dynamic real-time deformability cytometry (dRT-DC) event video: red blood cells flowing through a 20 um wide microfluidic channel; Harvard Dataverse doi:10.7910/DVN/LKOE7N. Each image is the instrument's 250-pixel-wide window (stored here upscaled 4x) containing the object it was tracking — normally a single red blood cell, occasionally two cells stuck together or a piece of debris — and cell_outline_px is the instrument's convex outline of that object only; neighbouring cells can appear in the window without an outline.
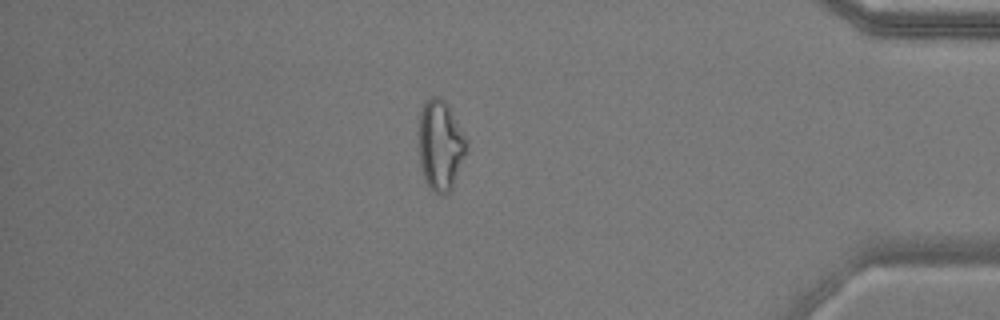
{"species": "common noctule bat (a hibernating species)", "species_latin": "Nyctalus noctula", "temperature_condition": "warm", "stored_images_in_passage": 55, "camera_frame_rate_fps": 3000, "um_per_image_px": 0.085, "animal": {"sex": "male", "body_mass_g": 17.9}, "frame": {"image": 1, "passage_image": 47, "time_ms": 15.333, "image_size_px": [1000, 320], "cell_outline_px": [[468, 144], [464, 156], [452, 188], [448, 192], [440, 196], [424, 180], [420, 168], [420, 112], [424, 100], [432, 96], [440, 96], [448, 104]], "centroid_in_image_um": [37.42, 12.32], "position_along_channel_um": 397.8, "area_um2": 24.74}}
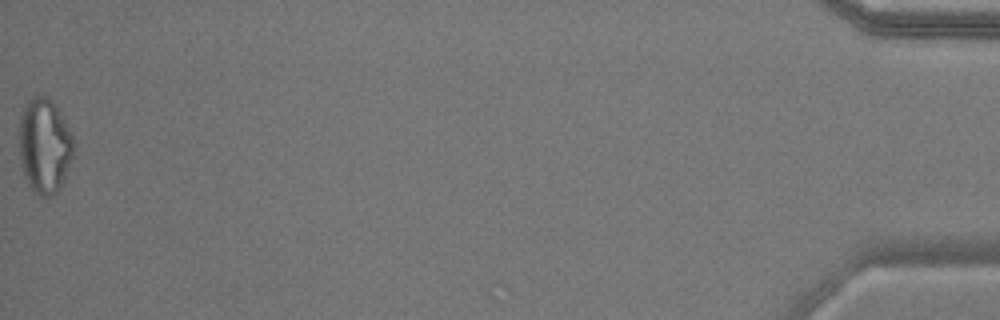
{"frame": {"image": 2, "passage_image": 55, "time_ms": 18.0, "image_size_px": [1000, 320], "cell_outline_px": [[72, 156], [60, 188], [56, 192], [48, 196], [44, 196], [32, 192], [24, 176], [20, 160], [20, 116], [28, 100], [36, 96], [44, 96], [52, 100], [56, 104], [72, 132]], "centroid_in_image_um": [3.78, 12.38], "position_along_channel_um": 431.4, "area_um2": 29.88}, "authors_computed_cell_mechanics": {"area_um2": 24.565, "velocity_mm_per_s": 3.6748, "shape_relaxation_time_tau1_ms": null, "shape_relaxation_time_tau2_ms": 3.1054, "deformation_change_tau1": null, "deformation_change_tau2": 0.1237}}